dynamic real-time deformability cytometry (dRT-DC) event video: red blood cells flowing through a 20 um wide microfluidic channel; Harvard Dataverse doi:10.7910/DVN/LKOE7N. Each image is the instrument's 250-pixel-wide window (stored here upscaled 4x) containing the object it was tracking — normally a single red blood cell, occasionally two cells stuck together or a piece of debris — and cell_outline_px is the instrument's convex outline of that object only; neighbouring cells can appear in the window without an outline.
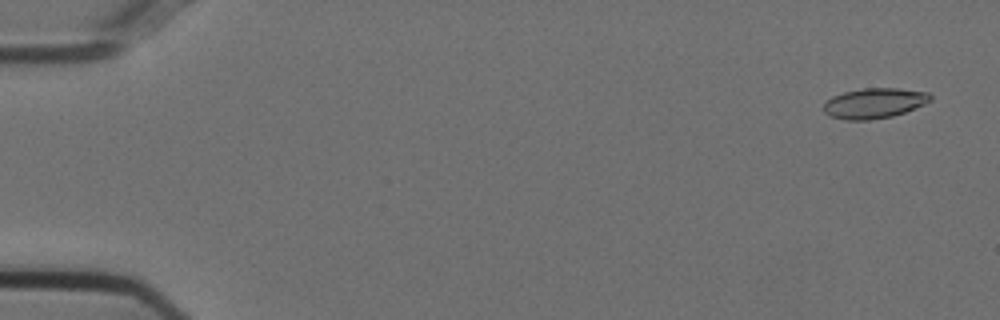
{"species": "Egyptian fruit bat (a non-hibernating species)", "species_latin": "Rousettus aegyptiacus", "temperature_condition": "cold", "stored_images_in_passage": 19, "camera_frame_rate_fps": 3000, "um_per_image_px": 0.085, "animal": {"sex": "female"}, "frame": {"image": 1, "passage_image": 3, "time_ms": 0.667, "image_size_px": [1000, 320], "cell_outline_px": [[932, 100], [924, 104], [904, 112], [892, 116], [868, 120], [844, 120], [832, 116], [824, 112], [824, 104], [832, 96], [844, 92], [864, 88], [900, 88], [928, 92], [932, 96]], "centroid_in_image_um": [74.33, 8.76], "position_along_channel_um": 10.7, "area_um2": 18.73}}
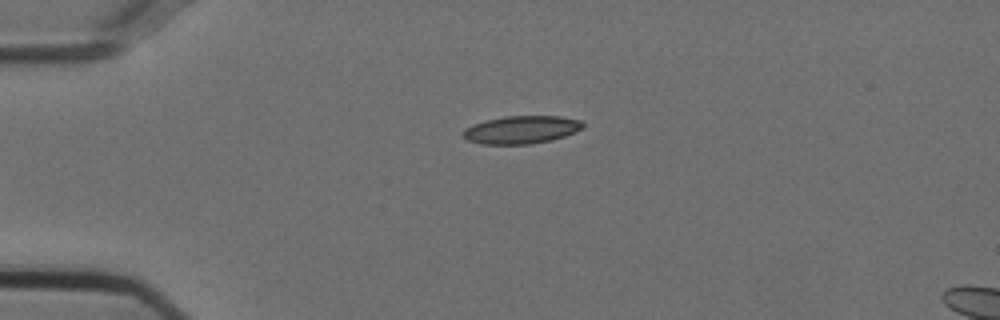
{"frame": {"image": 2, "passage_image": 14, "time_ms": 4.333, "image_size_px": [1000, 320], "cell_outline_px": [[584, 128], [576, 132], [552, 140], [528, 144], [480, 144], [468, 140], [464, 136], [464, 128], [472, 124], [504, 116], [560, 116], [580, 120], [584, 124]], "centroid_in_image_um": [44.34, 11.02], "position_along_channel_um": 40.7, "area_um2": 19.42}}